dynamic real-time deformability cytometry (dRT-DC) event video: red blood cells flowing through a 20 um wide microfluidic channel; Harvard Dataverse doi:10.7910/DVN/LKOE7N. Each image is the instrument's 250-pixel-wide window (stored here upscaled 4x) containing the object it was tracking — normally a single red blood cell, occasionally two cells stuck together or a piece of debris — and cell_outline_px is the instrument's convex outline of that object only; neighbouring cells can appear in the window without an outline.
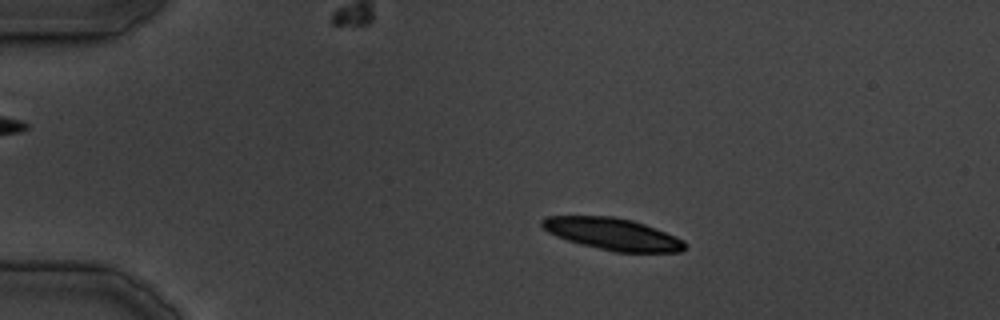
{"species": "common noctule bat (a hibernating species)", "species_latin": "Nyctalus noctula", "temperature_condition": "cold", "stored_images_in_passage": 15, "camera_frame_rate_fps": 3000, "um_per_image_px": 0.085, "animal": {"sex": "male", "body_mass_g": 19.5, "forearm_length_mm": 54.6}, "frame": {"image": 1, "passage_image": 9, "time_ms": 9.333, "image_size_px": [1000, 320], "cell_outline_px": [[688, 244], [680, 252], [612, 252], [580, 244], [556, 236], [548, 232], [540, 224], [540, 220], [544, 216], [612, 216], [632, 220], [644, 224], [684, 240]], "centroid_in_image_um": [52.04, 19.89], "position_along_channel_um": 33.0, "area_um2": 26.59}}